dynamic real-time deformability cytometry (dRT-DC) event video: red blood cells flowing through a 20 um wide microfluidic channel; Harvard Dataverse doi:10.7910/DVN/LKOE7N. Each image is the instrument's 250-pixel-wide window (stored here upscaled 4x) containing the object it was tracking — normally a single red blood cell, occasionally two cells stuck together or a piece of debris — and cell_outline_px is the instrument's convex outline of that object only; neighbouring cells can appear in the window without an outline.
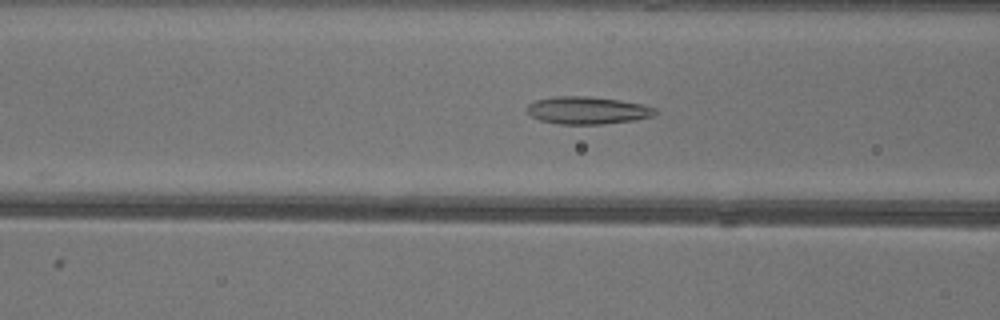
{"species": "common noctule bat (a hibernating species)", "species_latin": "Nyctalus noctula", "temperature_condition": "warm", "stored_images_in_passage": 12, "camera_frame_rate_fps": 3000, "um_per_image_px": 0.085, "animal": {"sex": "female"}, "frame": {"image": 1, "passage_image": 8, "time_ms": 2.333, "image_size_px": [1000, 320], "cell_outline_px": [[656, 112], [652, 116], [636, 120], [604, 124], [560, 124], [540, 120], [532, 116], [524, 108], [528, 104], [536, 100], [552, 96], [592, 96], [620, 100], [644, 104], [656, 108]], "centroid_in_image_um": [49.93, 9.37], "position_along_channel_um": 116.7, "area_um2": 20.75}}